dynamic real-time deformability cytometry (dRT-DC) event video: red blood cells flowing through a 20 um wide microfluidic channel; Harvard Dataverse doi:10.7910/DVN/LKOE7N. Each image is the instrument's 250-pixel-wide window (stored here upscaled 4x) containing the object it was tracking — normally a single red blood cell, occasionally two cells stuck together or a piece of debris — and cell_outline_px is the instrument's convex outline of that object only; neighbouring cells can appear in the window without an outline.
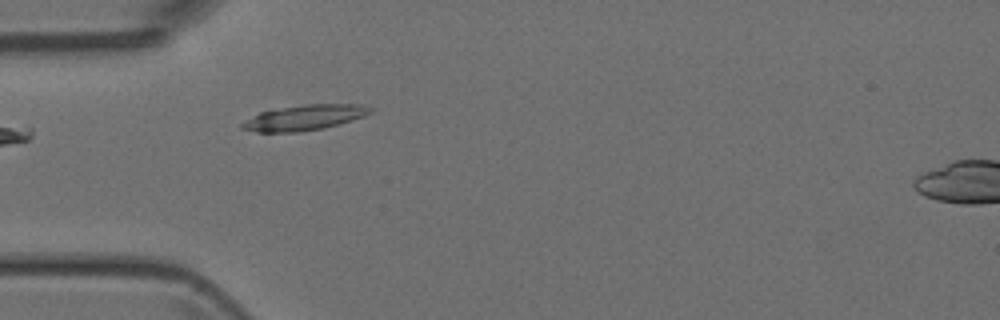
{"species": "Egyptian fruit bat (a non-hibernating species)", "species_latin": "Rousettus aegyptiacus", "temperature_condition": "room temperature", "stored_images_in_passage": 3, "camera_frame_rate_fps": 3000, "um_per_image_px": 0.085, "animal": {"sex": "female"}, "frame": {"image": 1, "passage_image": 3, "time_ms": 2.0, "image_size_px": [1000, 320], "cell_outline_px": [[372, 112], [364, 116], [340, 124], [324, 128], [300, 132], [256, 132], [240, 128], [240, 124], [260, 112], [280, 108], [304, 104], [364, 104], [372, 108]], "centroid_in_image_um": [25.9, 10.0], "position_along_channel_um": 59.1, "area_um2": 18.96}}